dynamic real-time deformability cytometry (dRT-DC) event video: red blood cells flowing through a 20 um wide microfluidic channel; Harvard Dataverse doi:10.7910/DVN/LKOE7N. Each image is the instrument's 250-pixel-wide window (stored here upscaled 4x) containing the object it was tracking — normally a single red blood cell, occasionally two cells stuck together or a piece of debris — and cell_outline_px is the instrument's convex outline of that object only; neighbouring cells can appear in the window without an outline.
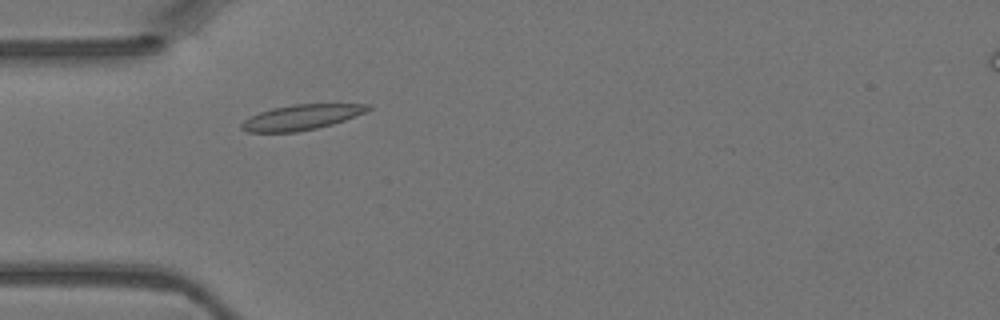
{"species": "Egyptian fruit bat (a non-hibernating species)", "species_latin": "Rousettus aegyptiacus", "temperature_condition": "warm", "stored_images_in_passage": 37, "camera_frame_rate_fps": 3000, "um_per_image_px": 0.085, "animal": {"sex": "female"}, "frame": {"image": 1, "passage_image": 8, "time_ms": 2.333, "image_size_px": [1000, 320], "cell_outline_px": [[372, 108], [368, 112], [332, 124], [316, 128], [296, 132], [248, 132], [240, 128], [240, 124], [244, 120], [260, 112], [272, 108], [292, 104], [368, 104]], "centroid_in_image_um": [25.63, 9.96], "position_along_channel_um": 59.4, "area_um2": 18.55}}
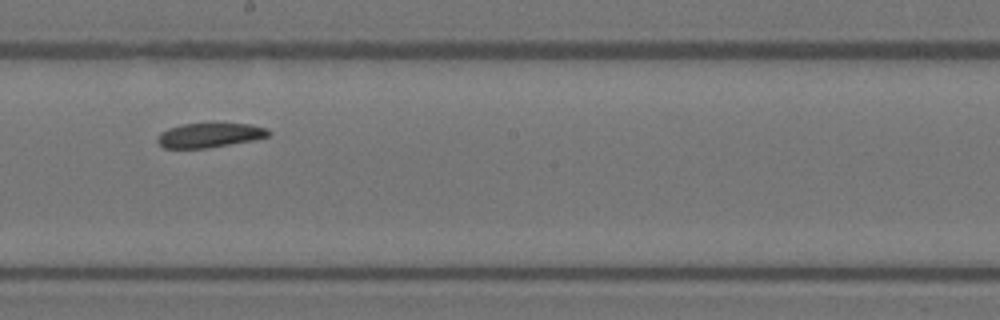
{"frame": {"image": 2, "passage_image": 20, "time_ms": 6.333, "image_size_px": [1000, 320], "cell_outline_px": [[272, 132], [268, 136], [252, 140], [208, 148], [164, 148], [156, 140], [156, 136], [160, 132], [168, 128], [184, 124], [252, 124], [268, 128]], "centroid_in_image_um": [17.81, 11.49], "position_along_channel_um": 230.4, "area_um2": 15.78}}
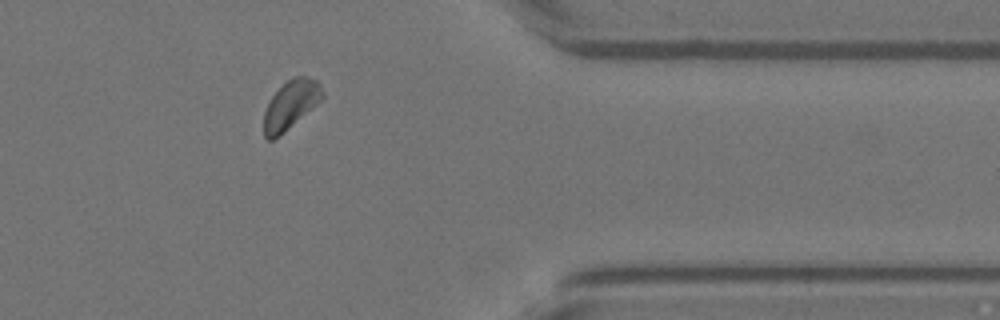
{"frame": {"image": 3, "passage_image": 32, "time_ms": 10.333, "image_size_px": [1000, 320], "cell_outline_px": [[324, 96], [316, 104], [284, 132], [272, 140], [268, 140], [264, 136], [264, 112], [272, 96], [292, 76], [304, 76], [316, 80], [320, 84], [324, 92]], "centroid_in_image_um": [24.71, 8.89], "position_along_channel_um": 386.7, "area_um2": 16.18}}